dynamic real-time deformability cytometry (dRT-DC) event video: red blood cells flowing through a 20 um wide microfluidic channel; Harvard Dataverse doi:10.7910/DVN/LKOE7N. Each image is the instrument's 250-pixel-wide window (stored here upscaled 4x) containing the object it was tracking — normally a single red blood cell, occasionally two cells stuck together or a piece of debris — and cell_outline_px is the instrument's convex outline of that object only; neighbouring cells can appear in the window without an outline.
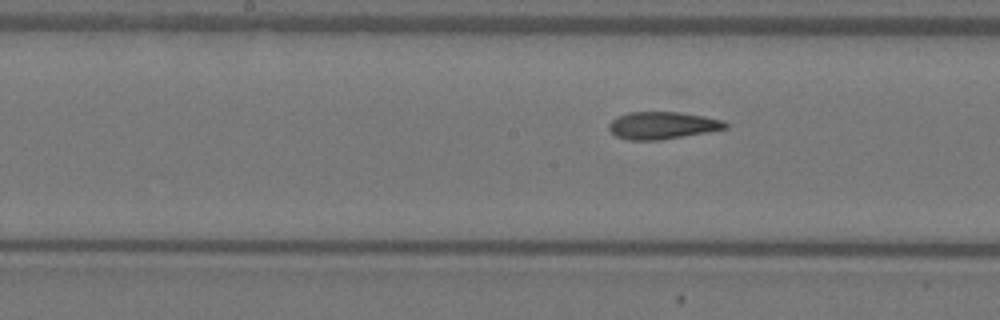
{"species": "Egyptian fruit bat (a non-hibernating species)", "species_latin": "Rousettus aegyptiacus", "temperature_condition": "warm", "stored_images_in_passage": 5, "camera_frame_rate_fps": 3000, "um_per_image_px": 0.085, "animal": {"sex": "female"}, "frame": {"image": 1, "passage_image": 5, "time_ms": 1.333, "image_size_px": [1000, 320], "cell_outline_px": [[728, 128], [708, 132], [660, 140], [628, 140], [616, 136], [608, 128], [608, 124], [616, 116], [628, 112], [680, 112], [704, 116], [724, 120], [728, 124]], "centroid_in_image_um": [56.3, 10.65], "position_along_channel_um": 191.9, "area_um2": 18.67}}